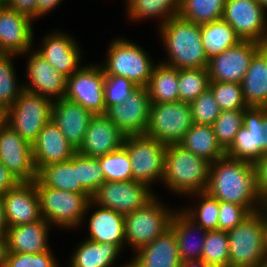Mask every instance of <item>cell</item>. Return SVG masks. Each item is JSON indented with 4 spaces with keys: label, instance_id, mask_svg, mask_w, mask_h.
Instances as JSON below:
<instances>
[{
    "label": "cell",
    "instance_id": "cell-35",
    "mask_svg": "<svg viewBox=\"0 0 267 267\" xmlns=\"http://www.w3.org/2000/svg\"><path fill=\"white\" fill-rule=\"evenodd\" d=\"M226 0H180L178 15L192 23L203 24L222 19Z\"/></svg>",
    "mask_w": 267,
    "mask_h": 267
},
{
    "label": "cell",
    "instance_id": "cell-7",
    "mask_svg": "<svg viewBox=\"0 0 267 267\" xmlns=\"http://www.w3.org/2000/svg\"><path fill=\"white\" fill-rule=\"evenodd\" d=\"M193 124L188 103L175 101L151 104L145 135L162 144H179Z\"/></svg>",
    "mask_w": 267,
    "mask_h": 267
},
{
    "label": "cell",
    "instance_id": "cell-54",
    "mask_svg": "<svg viewBox=\"0 0 267 267\" xmlns=\"http://www.w3.org/2000/svg\"><path fill=\"white\" fill-rule=\"evenodd\" d=\"M8 225L5 217L4 203L2 195H0V235L6 234Z\"/></svg>",
    "mask_w": 267,
    "mask_h": 267
},
{
    "label": "cell",
    "instance_id": "cell-22",
    "mask_svg": "<svg viewBox=\"0 0 267 267\" xmlns=\"http://www.w3.org/2000/svg\"><path fill=\"white\" fill-rule=\"evenodd\" d=\"M27 73L31 84L23 85L24 90L47 98L56 96L58 100L65 97L67 77L37 51L29 58Z\"/></svg>",
    "mask_w": 267,
    "mask_h": 267
},
{
    "label": "cell",
    "instance_id": "cell-6",
    "mask_svg": "<svg viewBox=\"0 0 267 267\" xmlns=\"http://www.w3.org/2000/svg\"><path fill=\"white\" fill-rule=\"evenodd\" d=\"M52 100L24 90L6 110V124L32 145L44 125L51 120Z\"/></svg>",
    "mask_w": 267,
    "mask_h": 267
},
{
    "label": "cell",
    "instance_id": "cell-1",
    "mask_svg": "<svg viewBox=\"0 0 267 267\" xmlns=\"http://www.w3.org/2000/svg\"><path fill=\"white\" fill-rule=\"evenodd\" d=\"M206 192L219 201L245 206L251 213L260 210L258 203L265 207L256 187L255 165L227 155L210 163Z\"/></svg>",
    "mask_w": 267,
    "mask_h": 267
},
{
    "label": "cell",
    "instance_id": "cell-47",
    "mask_svg": "<svg viewBox=\"0 0 267 267\" xmlns=\"http://www.w3.org/2000/svg\"><path fill=\"white\" fill-rule=\"evenodd\" d=\"M51 250L43 253L9 252L5 267H58Z\"/></svg>",
    "mask_w": 267,
    "mask_h": 267
},
{
    "label": "cell",
    "instance_id": "cell-53",
    "mask_svg": "<svg viewBox=\"0 0 267 267\" xmlns=\"http://www.w3.org/2000/svg\"><path fill=\"white\" fill-rule=\"evenodd\" d=\"M8 253L6 234L0 235V267H5Z\"/></svg>",
    "mask_w": 267,
    "mask_h": 267
},
{
    "label": "cell",
    "instance_id": "cell-44",
    "mask_svg": "<svg viewBox=\"0 0 267 267\" xmlns=\"http://www.w3.org/2000/svg\"><path fill=\"white\" fill-rule=\"evenodd\" d=\"M77 175L81 185L92 195L104 182L103 170L97 158L77 152Z\"/></svg>",
    "mask_w": 267,
    "mask_h": 267
},
{
    "label": "cell",
    "instance_id": "cell-48",
    "mask_svg": "<svg viewBox=\"0 0 267 267\" xmlns=\"http://www.w3.org/2000/svg\"><path fill=\"white\" fill-rule=\"evenodd\" d=\"M250 214L251 212L245 206L219 201L218 230L228 232Z\"/></svg>",
    "mask_w": 267,
    "mask_h": 267
},
{
    "label": "cell",
    "instance_id": "cell-16",
    "mask_svg": "<svg viewBox=\"0 0 267 267\" xmlns=\"http://www.w3.org/2000/svg\"><path fill=\"white\" fill-rule=\"evenodd\" d=\"M0 162L19 182L35 181L32 145L7 124L0 129Z\"/></svg>",
    "mask_w": 267,
    "mask_h": 267
},
{
    "label": "cell",
    "instance_id": "cell-55",
    "mask_svg": "<svg viewBox=\"0 0 267 267\" xmlns=\"http://www.w3.org/2000/svg\"><path fill=\"white\" fill-rule=\"evenodd\" d=\"M179 267H212L204 262L202 259L185 260L181 261Z\"/></svg>",
    "mask_w": 267,
    "mask_h": 267
},
{
    "label": "cell",
    "instance_id": "cell-36",
    "mask_svg": "<svg viewBox=\"0 0 267 267\" xmlns=\"http://www.w3.org/2000/svg\"><path fill=\"white\" fill-rule=\"evenodd\" d=\"M129 18L142 19L161 16L164 19L161 25L170 18L177 16L180 9V0H127Z\"/></svg>",
    "mask_w": 267,
    "mask_h": 267
},
{
    "label": "cell",
    "instance_id": "cell-43",
    "mask_svg": "<svg viewBox=\"0 0 267 267\" xmlns=\"http://www.w3.org/2000/svg\"><path fill=\"white\" fill-rule=\"evenodd\" d=\"M194 194L201 197L200 205L197 209H190V211L184 210V212L195 222H198L196 224L203 229L218 230L219 200L213 198L207 192L193 193V195Z\"/></svg>",
    "mask_w": 267,
    "mask_h": 267
},
{
    "label": "cell",
    "instance_id": "cell-49",
    "mask_svg": "<svg viewBox=\"0 0 267 267\" xmlns=\"http://www.w3.org/2000/svg\"><path fill=\"white\" fill-rule=\"evenodd\" d=\"M254 165L257 191L263 205L267 207V154L263 155Z\"/></svg>",
    "mask_w": 267,
    "mask_h": 267
},
{
    "label": "cell",
    "instance_id": "cell-23",
    "mask_svg": "<svg viewBox=\"0 0 267 267\" xmlns=\"http://www.w3.org/2000/svg\"><path fill=\"white\" fill-rule=\"evenodd\" d=\"M32 150L36 170L49 164L68 161L77 152L51 120L39 132Z\"/></svg>",
    "mask_w": 267,
    "mask_h": 267
},
{
    "label": "cell",
    "instance_id": "cell-33",
    "mask_svg": "<svg viewBox=\"0 0 267 267\" xmlns=\"http://www.w3.org/2000/svg\"><path fill=\"white\" fill-rule=\"evenodd\" d=\"M121 248L112 243L85 240L71 259V267H111ZM124 267H129L126 265Z\"/></svg>",
    "mask_w": 267,
    "mask_h": 267
},
{
    "label": "cell",
    "instance_id": "cell-25",
    "mask_svg": "<svg viewBox=\"0 0 267 267\" xmlns=\"http://www.w3.org/2000/svg\"><path fill=\"white\" fill-rule=\"evenodd\" d=\"M43 47L37 52L66 77L80 66V50L76 42L64 33H53L44 38Z\"/></svg>",
    "mask_w": 267,
    "mask_h": 267
},
{
    "label": "cell",
    "instance_id": "cell-37",
    "mask_svg": "<svg viewBox=\"0 0 267 267\" xmlns=\"http://www.w3.org/2000/svg\"><path fill=\"white\" fill-rule=\"evenodd\" d=\"M207 68L178 69L179 101L192 103L209 88Z\"/></svg>",
    "mask_w": 267,
    "mask_h": 267
},
{
    "label": "cell",
    "instance_id": "cell-52",
    "mask_svg": "<svg viewBox=\"0 0 267 267\" xmlns=\"http://www.w3.org/2000/svg\"><path fill=\"white\" fill-rule=\"evenodd\" d=\"M62 0H37L36 19L37 17L49 12L57 6Z\"/></svg>",
    "mask_w": 267,
    "mask_h": 267
},
{
    "label": "cell",
    "instance_id": "cell-29",
    "mask_svg": "<svg viewBox=\"0 0 267 267\" xmlns=\"http://www.w3.org/2000/svg\"><path fill=\"white\" fill-rule=\"evenodd\" d=\"M99 207L91 215L88 240L97 243H112L122 249L123 243H126L124 215L112 209Z\"/></svg>",
    "mask_w": 267,
    "mask_h": 267
},
{
    "label": "cell",
    "instance_id": "cell-17",
    "mask_svg": "<svg viewBox=\"0 0 267 267\" xmlns=\"http://www.w3.org/2000/svg\"><path fill=\"white\" fill-rule=\"evenodd\" d=\"M150 106L147 87H138L124 103L107 107L105 115L125 136L140 135L148 127Z\"/></svg>",
    "mask_w": 267,
    "mask_h": 267
},
{
    "label": "cell",
    "instance_id": "cell-56",
    "mask_svg": "<svg viewBox=\"0 0 267 267\" xmlns=\"http://www.w3.org/2000/svg\"><path fill=\"white\" fill-rule=\"evenodd\" d=\"M264 210V211H263ZM264 212L263 214V240H264V247H265V256L267 260V207L262 208L261 210Z\"/></svg>",
    "mask_w": 267,
    "mask_h": 267
},
{
    "label": "cell",
    "instance_id": "cell-38",
    "mask_svg": "<svg viewBox=\"0 0 267 267\" xmlns=\"http://www.w3.org/2000/svg\"><path fill=\"white\" fill-rule=\"evenodd\" d=\"M201 259L212 267H229L227 232L221 230H207Z\"/></svg>",
    "mask_w": 267,
    "mask_h": 267
},
{
    "label": "cell",
    "instance_id": "cell-12",
    "mask_svg": "<svg viewBox=\"0 0 267 267\" xmlns=\"http://www.w3.org/2000/svg\"><path fill=\"white\" fill-rule=\"evenodd\" d=\"M154 197L150 188L140 182L105 181L91 196L93 204L112 209L122 215L143 208Z\"/></svg>",
    "mask_w": 267,
    "mask_h": 267
},
{
    "label": "cell",
    "instance_id": "cell-46",
    "mask_svg": "<svg viewBox=\"0 0 267 267\" xmlns=\"http://www.w3.org/2000/svg\"><path fill=\"white\" fill-rule=\"evenodd\" d=\"M132 80L121 76L105 75L104 97L105 107L124 103V101L137 89Z\"/></svg>",
    "mask_w": 267,
    "mask_h": 267
},
{
    "label": "cell",
    "instance_id": "cell-10",
    "mask_svg": "<svg viewBox=\"0 0 267 267\" xmlns=\"http://www.w3.org/2000/svg\"><path fill=\"white\" fill-rule=\"evenodd\" d=\"M131 160L133 180L148 187L152 181L162 180L164 174L166 144L145 134L125 136L122 145Z\"/></svg>",
    "mask_w": 267,
    "mask_h": 267
},
{
    "label": "cell",
    "instance_id": "cell-40",
    "mask_svg": "<svg viewBox=\"0 0 267 267\" xmlns=\"http://www.w3.org/2000/svg\"><path fill=\"white\" fill-rule=\"evenodd\" d=\"M12 56L14 54H0V106L5 110L9 109L24 91V87L19 88L16 84Z\"/></svg>",
    "mask_w": 267,
    "mask_h": 267
},
{
    "label": "cell",
    "instance_id": "cell-26",
    "mask_svg": "<svg viewBox=\"0 0 267 267\" xmlns=\"http://www.w3.org/2000/svg\"><path fill=\"white\" fill-rule=\"evenodd\" d=\"M49 225L42 218L34 223L8 227L6 232L8 252L37 254L49 251L47 245Z\"/></svg>",
    "mask_w": 267,
    "mask_h": 267
},
{
    "label": "cell",
    "instance_id": "cell-34",
    "mask_svg": "<svg viewBox=\"0 0 267 267\" xmlns=\"http://www.w3.org/2000/svg\"><path fill=\"white\" fill-rule=\"evenodd\" d=\"M146 87L151 104L179 101L178 69L164 63L154 66Z\"/></svg>",
    "mask_w": 267,
    "mask_h": 267
},
{
    "label": "cell",
    "instance_id": "cell-45",
    "mask_svg": "<svg viewBox=\"0 0 267 267\" xmlns=\"http://www.w3.org/2000/svg\"><path fill=\"white\" fill-rule=\"evenodd\" d=\"M190 106L193 122L200 125L212 126L221 112L210 88L190 103Z\"/></svg>",
    "mask_w": 267,
    "mask_h": 267
},
{
    "label": "cell",
    "instance_id": "cell-41",
    "mask_svg": "<svg viewBox=\"0 0 267 267\" xmlns=\"http://www.w3.org/2000/svg\"><path fill=\"white\" fill-rule=\"evenodd\" d=\"M244 110L221 111L212 125L218 143L226 151L243 126Z\"/></svg>",
    "mask_w": 267,
    "mask_h": 267
},
{
    "label": "cell",
    "instance_id": "cell-59",
    "mask_svg": "<svg viewBox=\"0 0 267 267\" xmlns=\"http://www.w3.org/2000/svg\"><path fill=\"white\" fill-rule=\"evenodd\" d=\"M262 46L267 50V40L262 44Z\"/></svg>",
    "mask_w": 267,
    "mask_h": 267
},
{
    "label": "cell",
    "instance_id": "cell-32",
    "mask_svg": "<svg viewBox=\"0 0 267 267\" xmlns=\"http://www.w3.org/2000/svg\"><path fill=\"white\" fill-rule=\"evenodd\" d=\"M201 38L208 60L242 41L223 19L201 24Z\"/></svg>",
    "mask_w": 267,
    "mask_h": 267
},
{
    "label": "cell",
    "instance_id": "cell-58",
    "mask_svg": "<svg viewBox=\"0 0 267 267\" xmlns=\"http://www.w3.org/2000/svg\"><path fill=\"white\" fill-rule=\"evenodd\" d=\"M257 1L264 8V10L267 9V0H257Z\"/></svg>",
    "mask_w": 267,
    "mask_h": 267
},
{
    "label": "cell",
    "instance_id": "cell-28",
    "mask_svg": "<svg viewBox=\"0 0 267 267\" xmlns=\"http://www.w3.org/2000/svg\"><path fill=\"white\" fill-rule=\"evenodd\" d=\"M240 84L248 106L267 107V50L263 46L254 54Z\"/></svg>",
    "mask_w": 267,
    "mask_h": 267
},
{
    "label": "cell",
    "instance_id": "cell-20",
    "mask_svg": "<svg viewBox=\"0 0 267 267\" xmlns=\"http://www.w3.org/2000/svg\"><path fill=\"white\" fill-rule=\"evenodd\" d=\"M93 115L80 104L65 97L53 100L51 121L60 129L76 151L83 143L87 126Z\"/></svg>",
    "mask_w": 267,
    "mask_h": 267
},
{
    "label": "cell",
    "instance_id": "cell-2",
    "mask_svg": "<svg viewBox=\"0 0 267 267\" xmlns=\"http://www.w3.org/2000/svg\"><path fill=\"white\" fill-rule=\"evenodd\" d=\"M169 61L164 64L176 69L207 68L208 58L205 54L201 24L192 23L179 15L160 25Z\"/></svg>",
    "mask_w": 267,
    "mask_h": 267
},
{
    "label": "cell",
    "instance_id": "cell-31",
    "mask_svg": "<svg viewBox=\"0 0 267 267\" xmlns=\"http://www.w3.org/2000/svg\"><path fill=\"white\" fill-rule=\"evenodd\" d=\"M195 221L190 218L184 211L175 212L173 219L171 221L170 228L175 233V238L177 241L179 255L182 261L201 259L202 248L204 245L205 234L207 230L203 229L201 226H195ZM198 227V228H197ZM202 231L203 235L199 242H190L191 234L194 233L195 229Z\"/></svg>",
    "mask_w": 267,
    "mask_h": 267
},
{
    "label": "cell",
    "instance_id": "cell-11",
    "mask_svg": "<svg viewBox=\"0 0 267 267\" xmlns=\"http://www.w3.org/2000/svg\"><path fill=\"white\" fill-rule=\"evenodd\" d=\"M174 214L154 197L143 208L124 216L127 243L137 250L151 243L170 229Z\"/></svg>",
    "mask_w": 267,
    "mask_h": 267
},
{
    "label": "cell",
    "instance_id": "cell-5",
    "mask_svg": "<svg viewBox=\"0 0 267 267\" xmlns=\"http://www.w3.org/2000/svg\"><path fill=\"white\" fill-rule=\"evenodd\" d=\"M42 218L49 224L75 227L92 206L91 194H78L45 186H36Z\"/></svg>",
    "mask_w": 267,
    "mask_h": 267
},
{
    "label": "cell",
    "instance_id": "cell-39",
    "mask_svg": "<svg viewBox=\"0 0 267 267\" xmlns=\"http://www.w3.org/2000/svg\"><path fill=\"white\" fill-rule=\"evenodd\" d=\"M97 160L103 170L105 181L133 180L131 160L123 146L109 154L98 157Z\"/></svg>",
    "mask_w": 267,
    "mask_h": 267
},
{
    "label": "cell",
    "instance_id": "cell-57",
    "mask_svg": "<svg viewBox=\"0 0 267 267\" xmlns=\"http://www.w3.org/2000/svg\"><path fill=\"white\" fill-rule=\"evenodd\" d=\"M6 124V110L0 106V129Z\"/></svg>",
    "mask_w": 267,
    "mask_h": 267
},
{
    "label": "cell",
    "instance_id": "cell-27",
    "mask_svg": "<svg viewBox=\"0 0 267 267\" xmlns=\"http://www.w3.org/2000/svg\"><path fill=\"white\" fill-rule=\"evenodd\" d=\"M35 183L36 186H45L78 194H90L78 180L77 152L68 161L39 168Z\"/></svg>",
    "mask_w": 267,
    "mask_h": 267
},
{
    "label": "cell",
    "instance_id": "cell-13",
    "mask_svg": "<svg viewBox=\"0 0 267 267\" xmlns=\"http://www.w3.org/2000/svg\"><path fill=\"white\" fill-rule=\"evenodd\" d=\"M104 81L102 66H81L67 77L65 98L80 104L94 115L105 114Z\"/></svg>",
    "mask_w": 267,
    "mask_h": 267
},
{
    "label": "cell",
    "instance_id": "cell-4",
    "mask_svg": "<svg viewBox=\"0 0 267 267\" xmlns=\"http://www.w3.org/2000/svg\"><path fill=\"white\" fill-rule=\"evenodd\" d=\"M251 213L227 232L229 267H264L267 265L263 240V213Z\"/></svg>",
    "mask_w": 267,
    "mask_h": 267
},
{
    "label": "cell",
    "instance_id": "cell-21",
    "mask_svg": "<svg viewBox=\"0 0 267 267\" xmlns=\"http://www.w3.org/2000/svg\"><path fill=\"white\" fill-rule=\"evenodd\" d=\"M124 138L125 135L105 114L93 115L77 152L98 158L119 149Z\"/></svg>",
    "mask_w": 267,
    "mask_h": 267
},
{
    "label": "cell",
    "instance_id": "cell-50",
    "mask_svg": "<svg viewBox=\"0 0 267 267\" xmlns=\"http://www.w3.org/2000/svg\"><path fill=\"white\" fill-rule=\"evenodd\" d=\"M5 6L14 11L36 18L37 0H4Z\"/></svg>",
    "mask_w": 267,
    "mask_h": 267
},
{
    "label": "cell",
    "instance_id": "cell-24",
    "mask_svg": "<svg viewBox=\"0 0 267 267\" xmlns=\"http://www.w3.org/2000/svg\"><path fill=\"white\" fill-rule=\"evenodd\" d=\"M129 267H179L181 258L174 231L170 228L151 243L140 247Z\"/></svg>",
    "mask_w": 267,
    "mask_h": 267
},
{
    "label": "cell",
    "instance_id": "cell-51",
    "mask_svg": "<svg viewBox=\"0 0 267 267\" xmlns=\"http://www.w3.org/2000/svg\"><path fill=\"white\" fill-rule=\"evenodd\" d=\"M19 183L17 178L0 162V195L15 188Z\"/></svg>",
    "mask_w": 267,
    "mask_h": 267
},
{
    "label": "cell",
    "instance_id": "cell-8",
    "mask_svg": "<svg viewBox=\"0 0 267 267\" xmlns=\"http://www.w3.org/2000/svg\"><path fill=\"white\" fill-rule=\"evenodd\" d=\"M142 48L124 39H116L109 46L105 75L121 76L132 80L139 87L149 83L154 65Z\"/></svg>",
    "mask_w": 267,
    "mask_h": 267
},
{
    "label": "cell",
    "instance_id": "cell-42",
    "mask_svg": "<svg viewBox=\"0 0 267 267\" xmlns=\"http://www.w3.org/2000/svg\"><path fill=\"white\" fill-rule=\"evenodd\" d=\"M214 99L219 105L221 111L226 110H244L248 107L246 104L241 84L231 82H210Z\"/></svg>",
    "mask_w": 267,
    "mask_h": 267
},
{
    "label": "cell",
    "instance_id": "cell-14",
    "mask_svg": "<svg viewBox=\"0 0 267 267\" xmlns=\"http://www.w3.org/2000/svg\"><path fill=\"white\" fill-rule=\"evenodd\" d=\"M222 19L241 40L260 44L267 40L265 10L257 0H226Z\"/></svg>",
    "mask_w": 267,
    "mask_h": 267
},
{
    "label": "cell",
    "instance_id": "cell-15",
    "mask_svg": "<svg viewBox=\"0 0 267 267\" xmlns=\"http://www.w3.org/2000/svg\"><path fill=\"white\" fill-rule=\"evenodd\" d=\"M261 47L262 44L258 42L242 40L208 60L207 71L210 82L240 84L254 54Z\"/></svg>",
    "mask_w": 267,
    "mask_h": 267
},
{
    "label": "cell",
    "instance_id": "cell-3",
    "mask_svg": "<svg viewBox=\"0 0 267 267\" xmlns=\"http://www.w3.org/2000/svg\"><path fill=\"white\" fill-rule=\"evenodd\" d=\"M210 162L184 149L179 144L166 147L162 181L172 191L193 194L206 192Z\"/></svg>",
    "mask_w": 267,
    "mask_h": 267
},
{
    "label": "cell",
    "instance_id": "cell-30",
    "mask_svg": "<svg viewBox=\"0 0 267 267\" xmlns=\"http://www.w3.org/2000/svg\"><path fill=\"white\" fill-rule=\"evenodd\" d=\"M179 145L210 163L226 155V151L218 143L213 127L210 125L194 123Z\"/></svg>",
    "mask_w": 267,
    "mask_h": 267
},
{
    "label": "cell",
    "instance_id": "cell-18",
    "mask_svg": "<svg viewBox=\"0 0 267 267\" xmlns=\"http://www.w3.org/2000/svg\"><path fill=\"white\" fill-rule=\"evenodd\" d=\"M31 17L14 11L0 0V54H24L32 46Z\"/></svg>",
    "mask_w": 267,
    "mask_h": 267
},
{
    "label": "cell",
    "instance_id": "cell-9",
    "mask_svg": "<svg viewBox=\"0 0 267 267\" xmlns=\"http://www.w3.org/2000/svg\"><path fill=\"white\" fill-rule=\"evenodd\" d=\"M267 154V107L244 109L243 126L239 129L226 155L255 164Z\"/></svg>",
    "mask_w": 267,
    "mask_h": 267
},
{
    "label": "cell",
    "instance_id": "cell-19",
    "mask_svg": "<svg viewBox=\"0 0 267 267\" xmlns=\"http://www.w3.org/2000/svg\"><path fill=\"white\" fill-rule=\"evenodd\" d=\"M8 227L30 224L42 219L34 182H20L2 195Z\"/></svg>",
    "mask_w": 267,
    "mask_h": 267
}]
</instances>
